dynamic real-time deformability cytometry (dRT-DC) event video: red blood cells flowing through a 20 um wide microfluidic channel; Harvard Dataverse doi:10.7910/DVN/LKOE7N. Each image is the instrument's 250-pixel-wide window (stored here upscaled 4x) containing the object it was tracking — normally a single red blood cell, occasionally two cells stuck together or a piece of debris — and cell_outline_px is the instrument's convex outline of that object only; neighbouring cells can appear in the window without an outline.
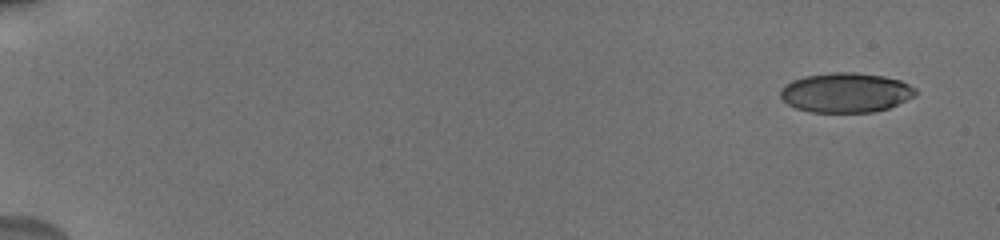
{"species": "human", "species_latin": "Homo sapiens", "temperature_condition": "cold", "stored_images_in_passage": 11, "camera_frame_rate_fps": 3000, "um_per_image_px": 0.085, "donor": {"sex": "male"}, "frame": {"image": 1, "passage_image": 1, "time_ms": 0.0, "image_size_px": [1000, 240], "cell_outline_px": [[916, 96], [888, 108], [872, 112], [808, 112], [796, 108], [788, 104], [780, 96], [780, 88], [784, 84], [792, 80], [804, 76], [832, 72], [856, 72], [884, 76], [900, 80], [916, 88]], "centroid_in_image_um": [71.88, 7.86], "position_along_channel_um": 13.1, "area_um2": 31.44}}
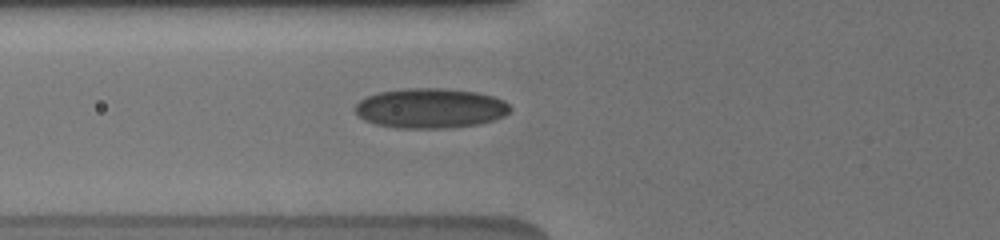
{"frame": {"image": 2, "passage_image": 7, "time_ms": 6.667, "image_size_px": [1000, 240], "cell_outline_px": [[512, 108], [504, 116], [480, 124], [444, 128], [400, 128], [376, 124], [364, 120], [352, 108], [360, 100], [376, 92], [404, 88], [444, 88], [476, 92], [496, 96], [504, 100]], "centroid_in_image_um": [36.58, 9.19], "position_along_channel_um": 89.2, "area_um2": 36.24}}
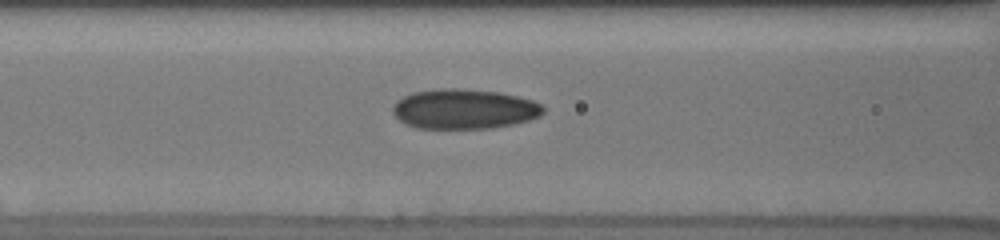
{"frame": {"image": 3, "passage_image": 9, "time_ms": 7.667, "image_size_px": [1000, 240], "cell_outline_px": [[544, 112], [540, 116], [528, 120], [512, 124], [492, 128], [416, 128], [400, 120], [392, 112], [392, 108], [396, 100], [412, 92], [440, 88], [464, 88], [500, 92], [532, 100], [540, 104], [544, 108]], "centroid_in_image_um": [39.44, 9.25], "position_along_channel_um": 127.2, "area_um2": 35.03}}